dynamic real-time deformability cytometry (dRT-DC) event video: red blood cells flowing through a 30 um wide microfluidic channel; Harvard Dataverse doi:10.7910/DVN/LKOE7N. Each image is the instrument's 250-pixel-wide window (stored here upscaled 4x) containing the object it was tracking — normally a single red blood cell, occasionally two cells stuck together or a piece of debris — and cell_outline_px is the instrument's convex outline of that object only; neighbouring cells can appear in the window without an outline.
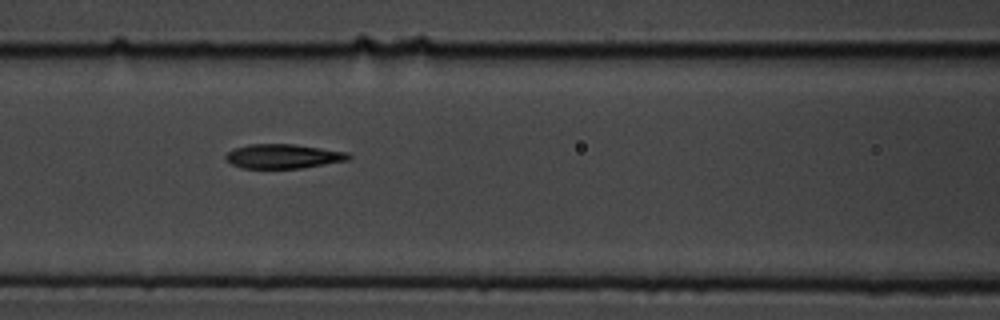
{"species": "common noctule bat (a hibernating species)", "species_latin": "Nyctalus noctula", "temperature_condition": "cold", "stored_images_in_passage": 11, "segment_of_instrument_passage": [1, 2], "camera_frame_rate_fps": 3000, "um_per_image_px": 0.085, "animal": {"sex": "male", "body_mass_g": 19.5, "forearm_length_mm": 54.6}, "frame": {"image": 1, "passage_image": 7, "time_ms": 2.0, "image_size_px": [1000, 320], "cell_outline_px": [[352, 156], [348, 160], [300, 168], [240, 168], [224, 160], [224, 156], [228, 152], [236, 148], [248, 144], [292, 144], [348, 152]], "centroid_in_image_um": [24.03, 13.28], "position_along_channel_um": 142.6, "area_um2": 17.34}}
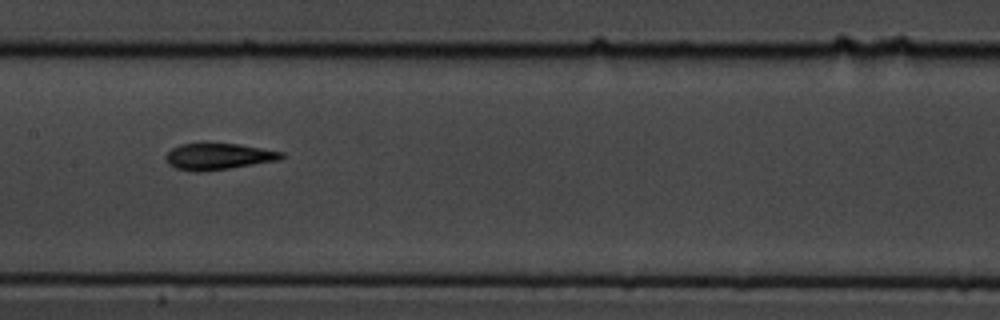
{"frame": {"image": 2, "passage_image": 8, "time_ms": 2.333, "image_size_px": [1000, 320], "cell_outline_px": [[284, 156], [280, 160], [228, 168], [200, 172], [196, 172], [176, 168], [168, 164], [164, 156], [172, 148], [180, 144], [240, 144], [284, 152]], "centroid_in_image_um": [18.56, 13.3], "position_along_channel_um": 188.8, "area_um2": 17.63}}
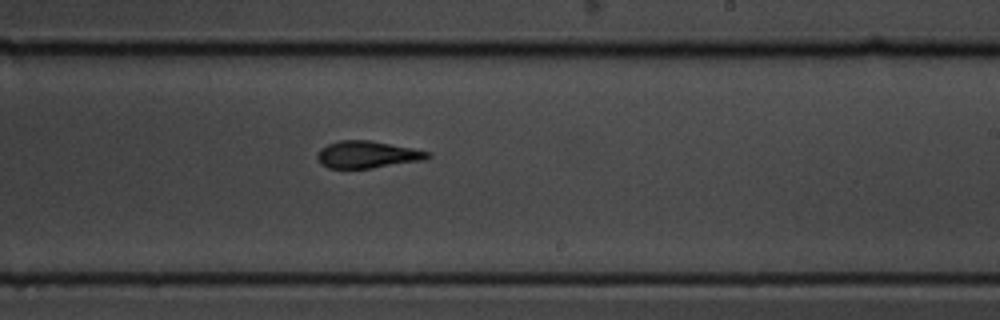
{"frame": {"image": 3, "passage_image": 10, "time_ms": 3.0, "image_size_px": [1000, 320], "cell_outline_px": [[432, 156], [424, 160], [372, 168], [328, 168], [320, 164], [316, 156], [320, 148], [328, 144], [340, 140], [368, 140], [412, 148], [432, 152]], "centroid_in_image_um": [31.22, 13.14], "position_along_channel_um": 257.8, "area_um2": 17.46}}